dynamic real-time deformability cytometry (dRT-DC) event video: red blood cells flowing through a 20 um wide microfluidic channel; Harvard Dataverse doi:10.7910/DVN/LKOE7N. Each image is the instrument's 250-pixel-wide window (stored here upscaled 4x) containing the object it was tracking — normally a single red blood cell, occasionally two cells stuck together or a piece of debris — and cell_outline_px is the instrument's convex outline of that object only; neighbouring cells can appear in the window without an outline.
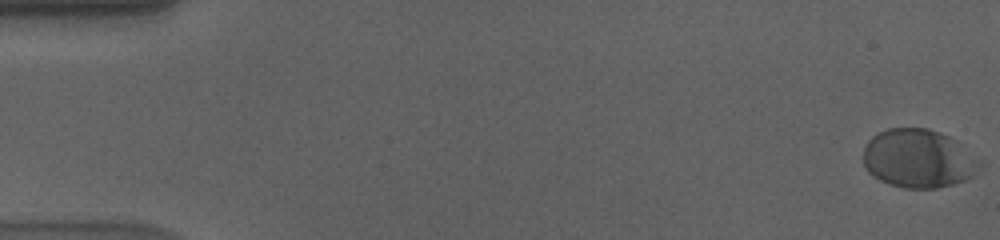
{"species": "human", "species_latin": "Homo sapiens", "temperature_condition": "cold", "stored_images_in_passage": 58, "camera_frame_rate_fps": 3000, "um_per_image_px": 0.085, "donor": {"sex": "male"}, "frame": {"image": 1, "passage_image": 1, "time_ms": 0.0, "image_size_px": [1000, 240], "cell_outline_px": [[984, 164], [976, 176], [952, 184], [936, 188], [904, 188], [888, 184], [872, 176], [868, 172], [864, 164], [864, 148], [868, 140], [872, 136], [888, 128], [928, 128], [948, 136], [956, 140], [984, 160]], "centroid_in_image_um": [78.13, 13.49], "position_along_channel_um": 6.9, "area_um2": 40.4}}
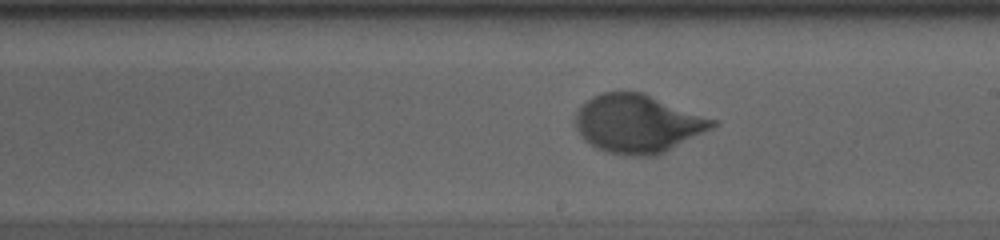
{"frame": {"image": 2, "passage_image": 34, "time_ms": 11.0, "image_size_px": [1000, 240], "cell_outline_px": [[720, 124], [656, 156], [632, 156], [608, 152], [596, 148], [584, 140], [580, 136], [576, 128], [576, 112], [580, 104], [592, 96], [604, 92], [640, 92], [716, 120]], "centroid_in_image_um": [54.16, 10.52], "position_along_channel_um": 234.8, "area_um2": 46.18}}
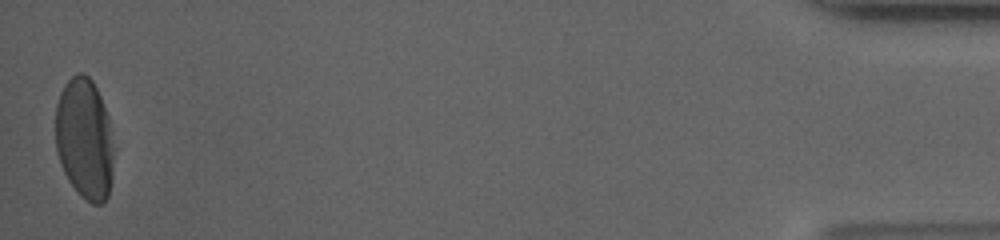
{"frame": {"image": 3, "passage_image": 58, "time_ms": 19.0, "image_size_px": [1000, 240], "cell_outline_px": [[112, 176], [108, 196], [104, 204], [92, 204], [80, 196], [68, 180], [64, 172], [56, 148], [56, 104], [60, 92], [64, 84], [76, 72], [84, 72], [92, 80], [100, 96], [108, 116], [112, 144]], "centroid_in_image_um": [7.17, 11.8], "position_along_channel_um": 428.0, "area_um2": 41.15}, "authors_computed_cell_mechanics": {"area_um2": 42.3096, "velocity_mm_per_s": 3.5346, "shape_relaxation_time_tau1_ms": 3.7491, "shape_relaxation_time_tau2_ms": null, "deformation_change_tau1": 0.1487, "deformation_change_tau2": null}}